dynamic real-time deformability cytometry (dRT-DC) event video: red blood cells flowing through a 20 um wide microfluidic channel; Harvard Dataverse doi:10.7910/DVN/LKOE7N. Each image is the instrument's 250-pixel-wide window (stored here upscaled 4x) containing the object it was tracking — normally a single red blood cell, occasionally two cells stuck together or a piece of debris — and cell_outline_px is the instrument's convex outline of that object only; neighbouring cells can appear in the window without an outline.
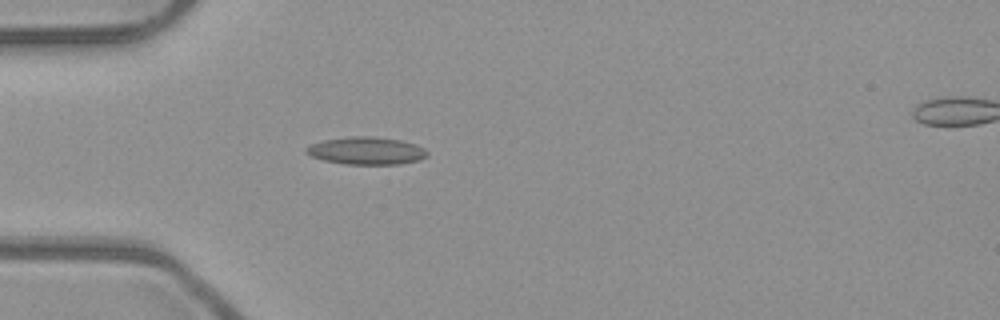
{"species": "common noctule bat (a hibernating species)", "species_latin": "Nyctalus noctula", "temperature_condition": "room temperature", "stored_images_in_passage": 41, "camera_frame_rate_fps": 3000, "um_per_image_px": 0.085, "animal": {"sex": "male", "body_mass_g": 23.1, "forearm_length_mm": 52.7}, "frame": {"image": 1, "passage_image": 5, "time_ms": 1.333, "image_size_px": [1000, 320], "cell_outline_px": [[428, 156], [420, 160], [400, 164], [344, 164], [324, 160], [312, 156], [304, 152], [304, 148], [312, 144], [324, 140], [352, 136], [372, 136], [400, 140], [416, 144], [424, 148], [428, 152]], "centroid_in_image_um": [31.16, 12.81], "position_along_channel_um": 53.8, "area_um2": 19.48}}
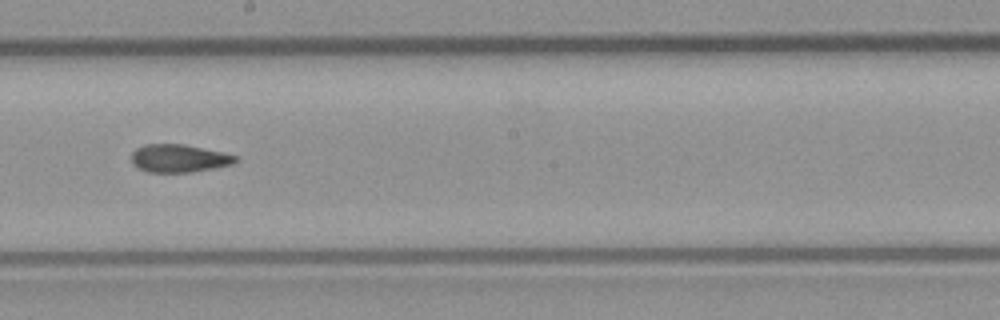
{"frame": {"image": 2, "passage_image": 19, "time_ms": 6.0, "image_size_px": [1000, 320], "cell_outline_px": [[236, 160], [232, 164], [216, 168], [188, 172], [148, 172], [140, 168], [132, 160], [132, 152], [136, 148], [144, 144], [184, 144], [224, 152], [236, 156]], "centroid_in_image_um": [15.22, 13.45], "position_along_channel_um": 233.0, "area_um2": 16.76}}
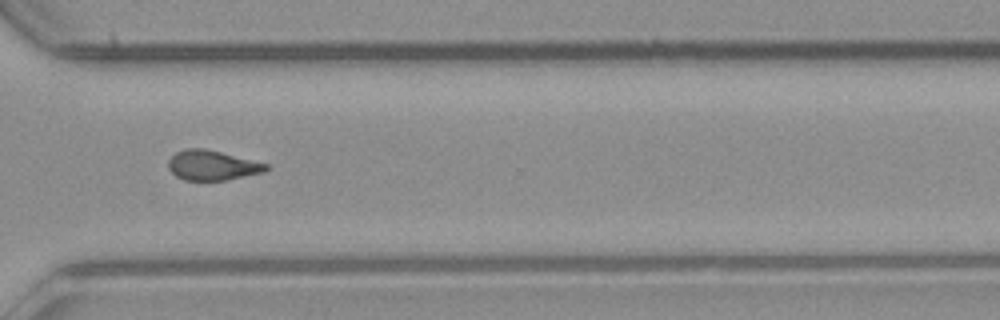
{"frame": {"image": 3, "passage_image": 28, "time_ms": 9.0, "image_size_px": [1000, 320], "cell_outline_px": [[268, 168], [264, 172], [224, 180], [184, 180], [176, 176], [168, 168], [168, 160], [176, 152], [184, 148], [204, 148], [268, 164]], "centroid_in_image_um": [18.0, 14.05], "position_along_channel_um": 352.6, "area_um2": 16.82}, "authors_computed_cell_mechanics": {"area_um2": 17.1088, "velocity_mm_per_s": 3.9972, "shape_relaxation_time_tau1_ms": null, "shape_relaxation_time_tau2_ms": 2.6032, "deformation_change_tau1": null, "deformation_change_tau2": 0.0959}}